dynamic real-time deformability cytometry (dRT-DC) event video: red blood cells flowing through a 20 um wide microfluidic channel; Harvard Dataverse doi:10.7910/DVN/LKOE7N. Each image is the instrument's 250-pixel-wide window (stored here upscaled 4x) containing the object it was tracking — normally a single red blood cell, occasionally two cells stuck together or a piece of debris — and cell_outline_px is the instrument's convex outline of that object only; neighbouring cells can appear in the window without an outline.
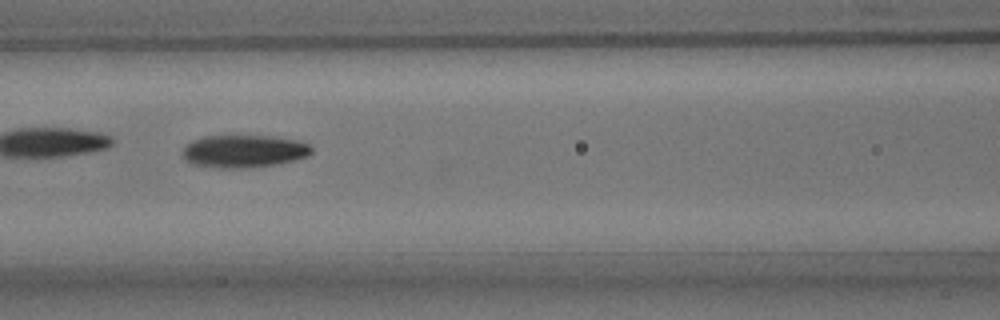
{"species": "common noctule bat (a hibernating species)", "species_latin": "Nyctalus noctula", "temperature_condition": "room temperature", "stored_images_in_passage": 49, "camera_frame_rate_fps": 3000, "um_per_image_px": 0.085, "animal": {"sex": "male", "body_mass_g": 15.6}, "frame": {"image": 1, "passage_image": 22, "time_ms": 7.0, "image_size_px": [1000, 320], "cell_outline_px": [[312, 152], [308, 156], [276, 164], [244, 168], [216, 168], [188, 164], [184, 160], [180, 152], [192, 140], [204, 136], [272, 136], [296, 140], [312, 144]], "centroid_in_image_um": [20.68, 12.86], "position_along_channel_um": 145.9, "area_um2": 24.8}, "authors_computed_cell_mechanics": {"area_um2": 24.0448, "velocity_mm_per_s": 3.7995, "shape_relaxation_time_tau1_ms": 3.0631, "shape_relaxation_time_tau2_ms": 5.1302, "deformation_change_tau1": 0.1353, "deformation_change_tau2": 0.1284}}